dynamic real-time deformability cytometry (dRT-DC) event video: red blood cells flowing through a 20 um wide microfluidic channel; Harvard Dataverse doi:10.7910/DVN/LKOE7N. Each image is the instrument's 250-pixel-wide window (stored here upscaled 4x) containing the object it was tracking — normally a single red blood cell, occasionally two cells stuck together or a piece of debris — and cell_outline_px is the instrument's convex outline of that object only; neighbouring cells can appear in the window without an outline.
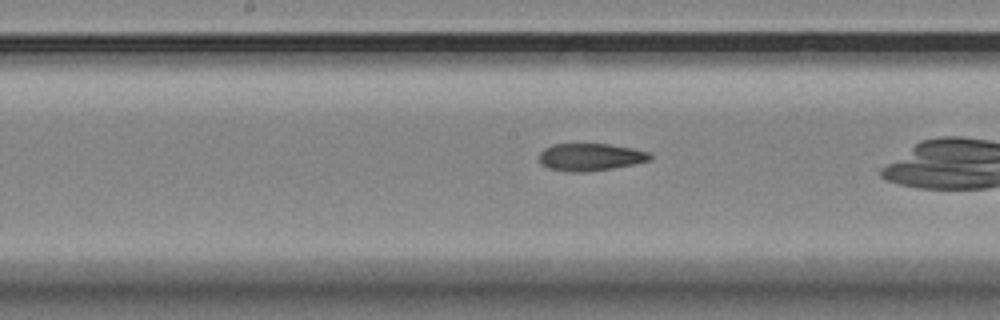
{"species": "Egyptian fruit bat (a non-hibernating species)", "species_latin": "Rousettus aegyptiacus", "temperature_condition": "room temperature", "stored_images_in_passage": 39, "camera_frame_rate_fps": 3000, "um_per_image_px": 0.085, "animal": {"sex": "female"}, "frame": {"image": 1, "passage_image": 23, "time_ms": 7.333, "image_size_px": [1000, 320], "cell_outline_px": [[652, 160], [612, 168], [584, 172], [564, 172], [548, 168], [540, 164], [540, 152], [544, 148], [552, 144], [608, 144], [632, 148], [648, 152], [652, 156]], "centroid_in_image_um": [50.15, 13.35], "position_along_channel_um": 198.1, "area_um2": 17.74}}
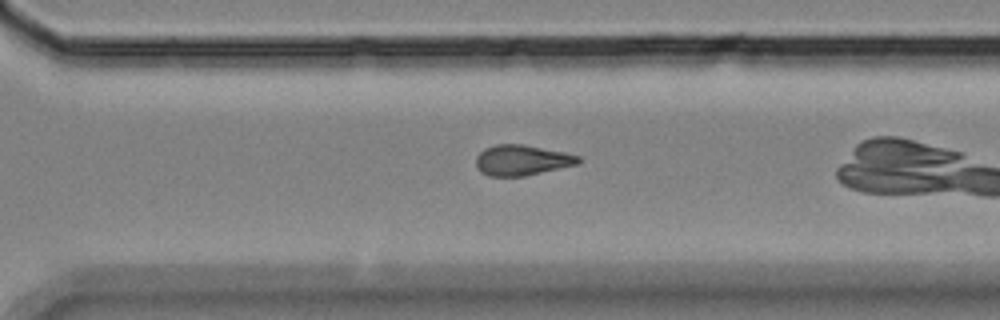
{"frame": {"image": 2, "passage_image": 34, "time_ms": 11.0, "image_size_px": [1000, 320], "cell_outline_px": [[584, 160], [580, 164], [524, 176], [488, 176], [480, 172], [476, 168], [476, 156], [484, 148], [496, 144], [524, 144], [564, 152], [580, 156]], "centroid_in_image_um": [44.38, 13.61], "position_along_channel_um": 326.2, "area_um2": 18.5}}